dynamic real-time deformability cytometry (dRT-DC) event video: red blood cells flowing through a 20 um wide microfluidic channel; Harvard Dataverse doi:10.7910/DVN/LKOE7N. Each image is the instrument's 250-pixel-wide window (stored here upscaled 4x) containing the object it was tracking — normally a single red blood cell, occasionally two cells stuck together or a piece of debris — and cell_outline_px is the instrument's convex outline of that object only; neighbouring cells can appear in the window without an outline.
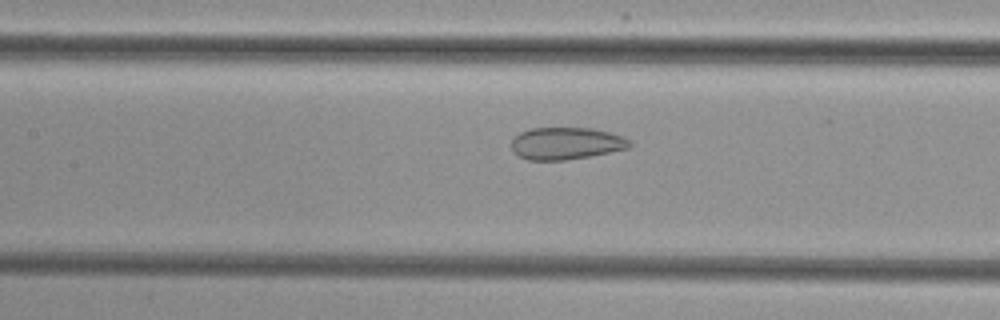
{"species": "common noctule bat (a hibernating species)", "species_latin": "Nyctalus noctula", "temperature_condition": "cold", "stored_images_in_passage": 53, "camera_frame_rate_fps": 3000, "um_per_image_px": 0.085, "animal": {"sex": "female", "body_mass_g": 29.2, "forearm_length_mm": 56.3}, "frame": {"image": 1, "passage_image": 25, "time_ms": 8.0, "image_size_px": [1000, 320], "cell_outline_px": [[632, 144], [628, 148], [592, 156], [564, 160], [528, 160], [520, 156], [512, 148], [512, 140], [520, 132], [532, 128], [592, 128], [624, 136], [632, 140]], "centroid_in_image_um": [48.17, 12.18], "position_along_channel_um": 159.2, "area_um2": 22.14}}
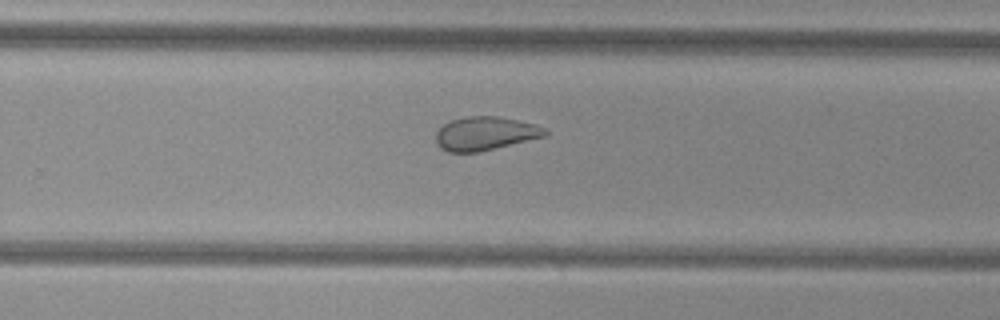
{"frame": {"image": 2, "passage_image": 35, "time_ms": 11.333, "image_size_px": [1000, 320], "cell_outline_px": [[548, 136], [480, 152], [448, 152], [440, 148], [436, 144], [436, 132], [444, 124], [452, 120], [468, 116], [496, 116], [536, 124], [548, 128]], "centroid_in_image_um": [41.29, 11.36], "position_along_channel_um": 288.5, "area_um2": 21.62}}
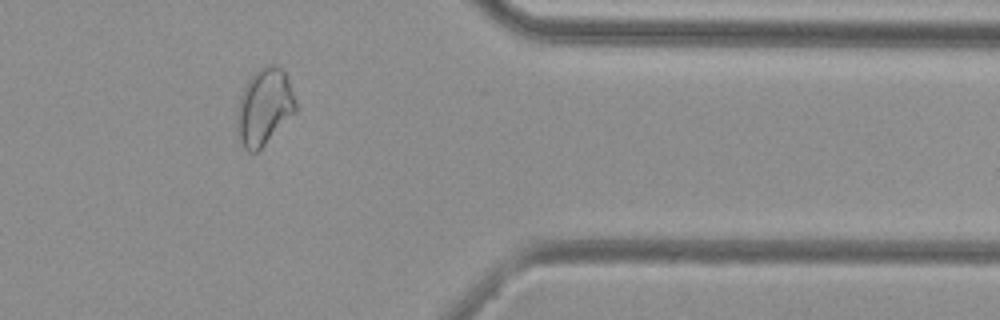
{"frame": {"image": 3, "passage_image": 44, "time_ms": 14.333, "image_size_px": [1000, 320], "cell_outline_px": [[296, 112], [256, 152], [248, 152], [244, 148], [236, 132], [236, 116], [240, 96], [248, 80], [264, 64], [272, 64], [280, 68], [288, 76], [296, 104]], "centroid_in_image_um": [22.45, 9.08], "position_along_channel_um": 389.0, "area_um2": 26.01}}